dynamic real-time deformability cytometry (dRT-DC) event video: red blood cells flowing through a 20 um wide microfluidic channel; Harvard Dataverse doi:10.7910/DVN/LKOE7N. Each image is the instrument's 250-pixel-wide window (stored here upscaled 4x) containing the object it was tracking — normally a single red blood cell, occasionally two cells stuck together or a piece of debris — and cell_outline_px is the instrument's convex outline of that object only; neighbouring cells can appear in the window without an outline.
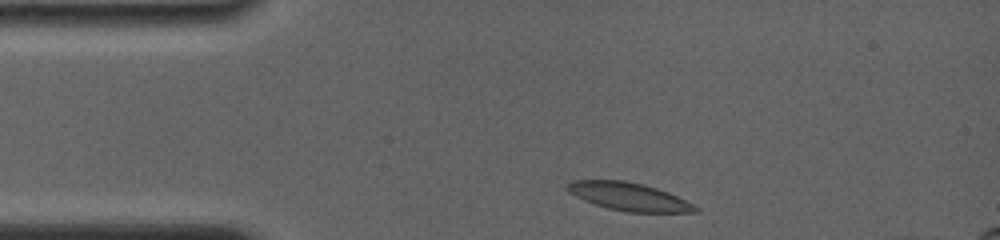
{"species": "common noctule bat (a hibernating species)", "species_latin": "Nyctalus noctula", "temperature_condition": "room temperature", "stored_images_in_passage": 47, "camera_frame_rate_fps": 4000, "um_per_image_px": 0.085, "animal": {"sex": "female", "body_mass_g": 19.0, "forearm_length_mm": 56.7}, "frame": {"image": 1, "passage_image": 2, "time_ms": 0.25, "image_size_px": [1000, 240], "cell_outline_px": [[700, 212], [628, 212], [608, 208], [584, 200], [568, 192], [568, 184], [572, 180], [624, 180], [644, 184], [668, 192], [700, 208]], "centroid_in_image_um": [53.47, 16.71], "position_along_channel_um": 31.5, "area_um2": 20.63}}
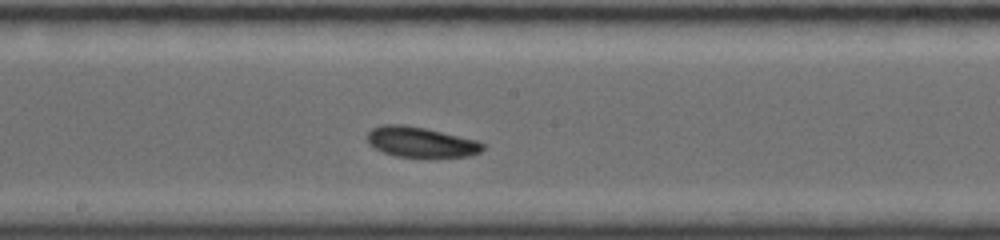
{"frame": {"image": 2, "passage_image": 28, "time_ms": 6.0, "image_size_px": [1000, 240], "cell_outline_px": [[484, 148], [480, 152], [468, 156], [396, 156], [384, 152], [368, 144], [368, 132], [372, 128], [384, 124], [404, 124], [424, 128], [480, 140], [484, 144]], "centroid_in_image_um": [35.79, 12.05], "position_along_channel_um": 212.4, "area_um2": 20.17}}
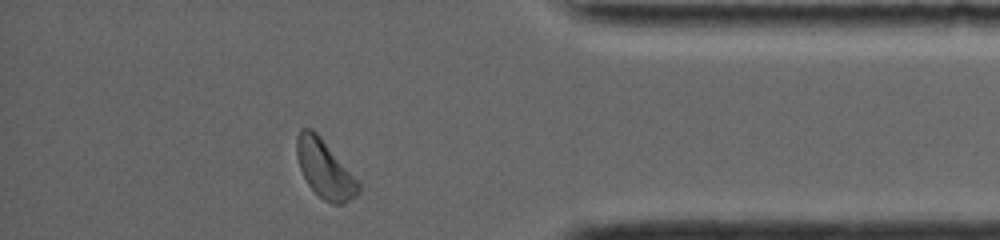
{"frame": {"image": 3, "passage_image": 46, "time_ms": 11.5, "image_size_px": [1000, 240], "cell_outline_px": [[360, 192], [356, 196], [344, 204], [332, 204], [324, 200], [308, 184], [300, 168], [296, 156], [296, 136], [300, 128], [312, 128], [320, 136], [360, 184]], "centroid_in_image_um": [27.58, 14.36], "position_along_channel_um": 407.6, "area_um2": 20.58}, "authors_computed_cell_mechanics": {"area_um2": 20.1722, "velocity_mm_per_s": 3.8007, "shape_relaxation_time_tau1_ms": 6.6272, "shape_relaxation_time_tau2_ms": 6.0113, "deformation_change_tau1": 0.105, "deformation_change_tau2": 0.1242}}